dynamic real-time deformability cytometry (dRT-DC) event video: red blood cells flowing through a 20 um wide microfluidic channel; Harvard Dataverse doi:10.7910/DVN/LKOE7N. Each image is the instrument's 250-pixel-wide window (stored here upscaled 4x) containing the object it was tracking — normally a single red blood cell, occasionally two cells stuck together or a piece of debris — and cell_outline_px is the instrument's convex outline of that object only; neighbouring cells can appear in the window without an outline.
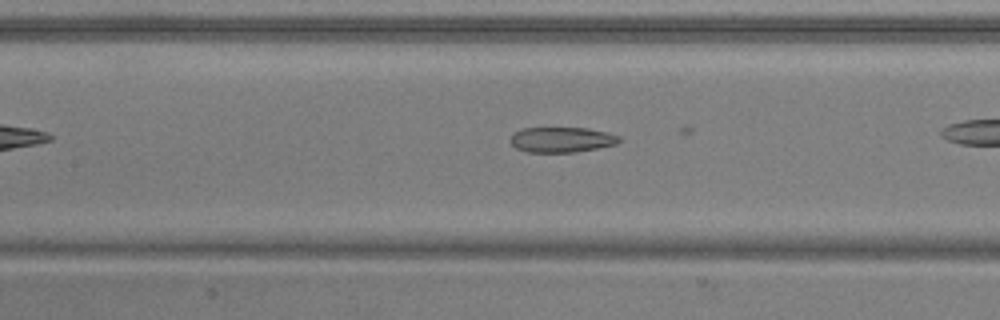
{"species": "common noctule bat (a hibernating species)", "species_latin": "Nyctalus noctula", "temperature_condition": "warm", "stored_images_in_passage": 12, "camera_frame_rate_fps": 3000, "um_per_image_px": 0.085, "animal": {"sex": "male", "body_mass_g": 20.5, "forearm_length_mm": 52.5}, "frame": {"image": 1, "passage_image": 5, "time_ms": 1.333, "image_size_px": [1000, 320], "cell_outline_px": [[620, 140], [616, 144], [576, 152], [528, 152], [516, 148], [508, 140], [520, 128], [588, 128], [608, 132], [620, 136]], "centroid_in_image_um": [47.74, 11.87], "position_along_channel_um": 159.7, "area_um2": 16.01}}
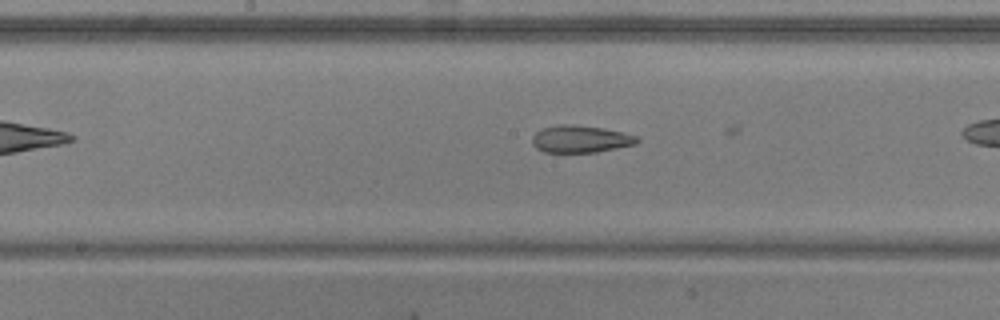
{"frame": {"image": 2, "passage_image": 8, "time_ms": 2.333, "image_size_px": [1000, 320], "cell_outline_px": [[640, 140], [636, 144], [596, 152], [544, 152], [536, 148], [532, 144], [532, 136], [536, 132], [544, 128], [560, 124], [572, 124], [604, 128], [624, 132], [640, 136]], "centroid_in_image_um": [49.38, 11.81], "position_along_channel_um": 198.8, "area_um2": 16.76}}
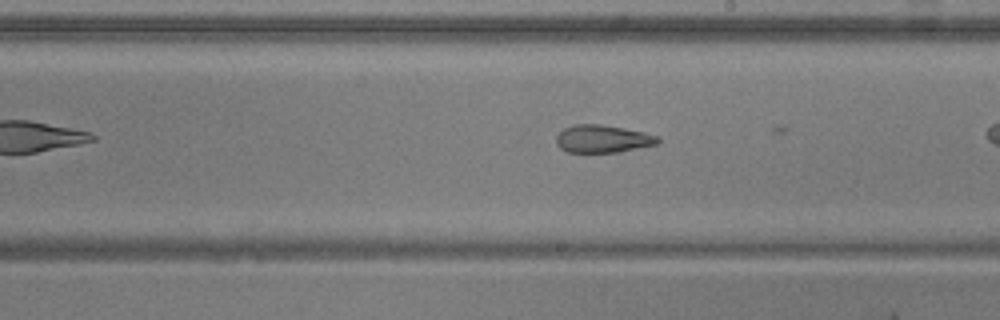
{"frame": {"image": 3, "passage_image": 11, "time_ms": 3.333, "image_size_px": [1000, 320], "cell_outline_px": [[660, 140], [656, 144], [620, 152], [568, 152], [560, 148], [556, 144], [556, 136], [564, 128], [576, 124], [600, 124], [624, 128], [644, 132], [660, 136]], "centroid_in_image_um": [51.23, 11.8], "position_along_channel_um": 237.8, "area_um2": 16.42}}